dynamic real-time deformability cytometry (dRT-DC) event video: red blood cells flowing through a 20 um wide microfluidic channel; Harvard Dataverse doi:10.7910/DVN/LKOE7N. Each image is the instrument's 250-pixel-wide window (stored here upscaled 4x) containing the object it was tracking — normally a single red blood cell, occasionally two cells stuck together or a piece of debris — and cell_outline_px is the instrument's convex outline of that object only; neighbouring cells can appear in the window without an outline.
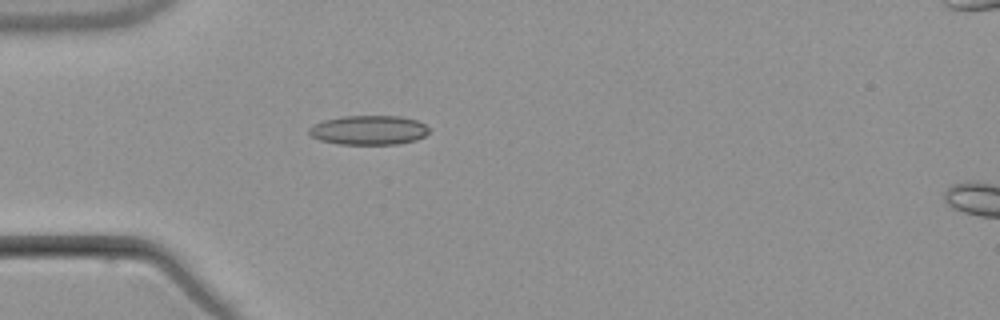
{"species": "common noctule bat (a hibernating species)", "species_latin": "Nyctalus noctula", "temperature_condition": "warm", "stored_images_in_passage": 4, "camera_frame_rate_fps": 3000, "um_per_image_px": 0.085, "animal": {"sex": "male", "body_mass_g": 21.5, "forearm_length_mm": 52.0}, "frame": {"image": 1, "passage_image": 3, "time_ms": 5.0, "image_size_px": [1000, 320], "cell_outline_px": [[428, 132], [424, 136], [416, 140], [400, 144], [340, 144], [320, 140], [312, 136], [308, 132], [308, 128], [312, 124], [324, 120], [344, 116], [400, 116], [416, 120], [424, 124], [428, 128]], "centroid_in_image_um": [31.33, 11.06], "position_along_channel_um": 53.7, "area_um2": 20.52}}